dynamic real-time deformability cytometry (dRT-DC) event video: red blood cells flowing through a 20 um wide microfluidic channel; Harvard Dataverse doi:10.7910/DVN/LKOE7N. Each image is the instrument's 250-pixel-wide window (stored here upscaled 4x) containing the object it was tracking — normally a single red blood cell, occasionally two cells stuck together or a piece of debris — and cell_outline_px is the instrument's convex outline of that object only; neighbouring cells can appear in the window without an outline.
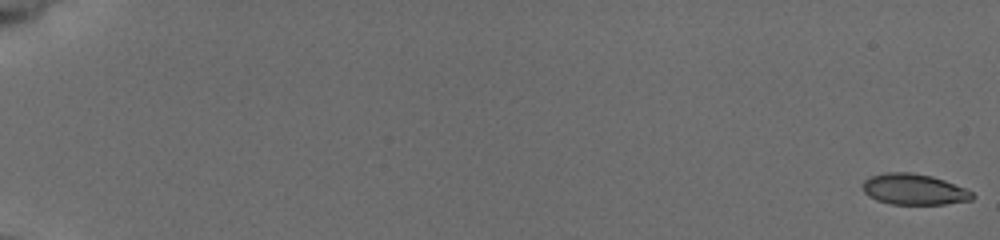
{"species": "common noctule bat (a hibernating species)", "species_latin": "Nyctalus noctula", "temperature_condition": "cold", "stored_images_in_passage": 57, "camera_frame_rate_fps": 3000, "um_per_image_px": 0.085, "animal": {"sex": "female", "body_mass_g": 19.5, "forearm_length_mm": 54.1}, "frame": {"image": 1, "passage_image": 1, "time_ms": 0.0, "image_size_px": [1000, 240], "cell_outline_px": [[976, 196], [972, 200], [944, 204], [892, 204], [876, 200], [868, 196], [864, 192], [864, 180], [872, 176], [884, 172], [912, 172], [932, 176], [944, 180], [964, 188], [972, 192]], "centroid_in_image_um": [77.7, 16.09], "position_along_channel_um": 7.3, "area_um2": 19.71}}
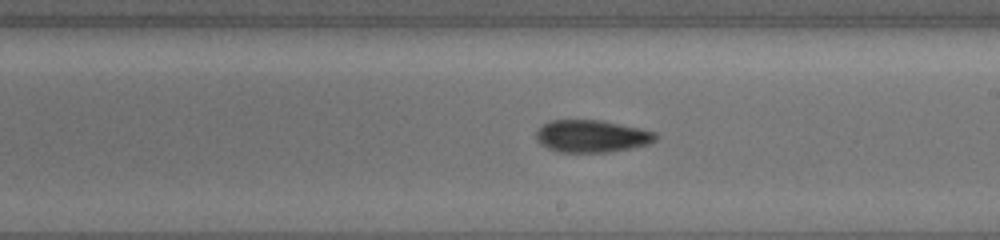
{"frame": {"image": 2, "passage_image": 36, "time_ms": 11.667, "image_size_px": [1000, 240], "cell_outline_px": [[660, 136], [656, 140], [648, 144], [632, 148], [608, 152], [556, 152], [540, 144], [536, 140], [536, 132], [544, 124], [552, 120], [600, 120], [656, 132]], "centroid_in_image_um": [50.3, 11.58], "position_along_channel_um": 238.7, "area_um2": 22.48}}
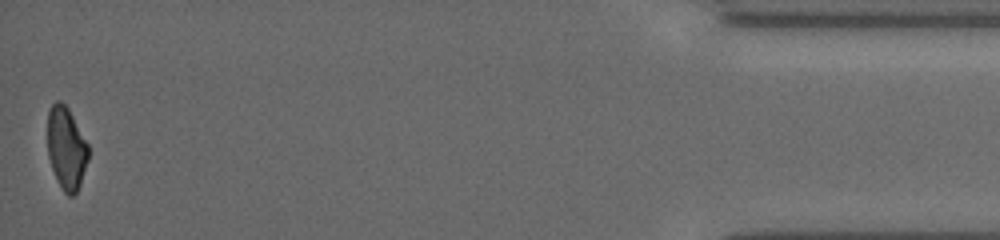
{"frame": {"image": 3, "passage_image": 57, "time_ms": 18.667, "image_size_px": [1000, 240], "cell_outline_px": [[88, 160], [80, 184], [76, 192], [72, 196], [68, 196], [64, 192], [52, 168], [48, 156], [48, 112], [52, 104], [56, 100], [60, 100], [68, 108], [88, 144]], "centroid_in_image_um": [5.64, 12.58], "position_along_channel_um": 429.6, "area_um2": 19.36}, "authors_computed_cell_mechanics": {"area_um2": 21.3282, "velocity_mm_per_s": 3.7931, "shape_relaxation_time_tau1_ms": 5.7132, "shape_relaxation_time_tau2_ms": 4.0684, "deformation_change_tau1": 0.1382, "deformation_change_tau2": 0.1048}}